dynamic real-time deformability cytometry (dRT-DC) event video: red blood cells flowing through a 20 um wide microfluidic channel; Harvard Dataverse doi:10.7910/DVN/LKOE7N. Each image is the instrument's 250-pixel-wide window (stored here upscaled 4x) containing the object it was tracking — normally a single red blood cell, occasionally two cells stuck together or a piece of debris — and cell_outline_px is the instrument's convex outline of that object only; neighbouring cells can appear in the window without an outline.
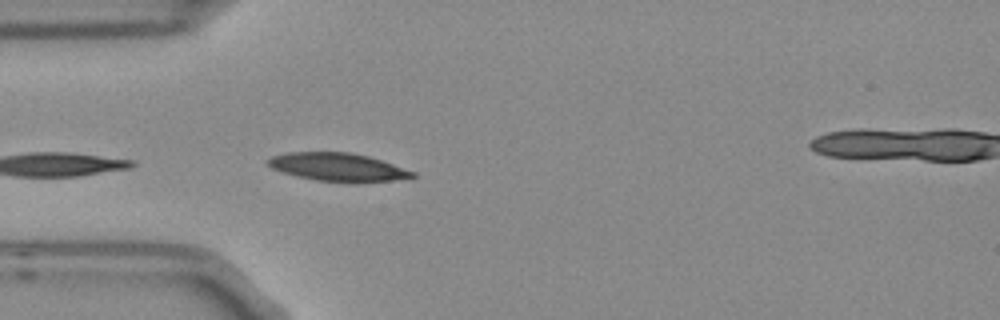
{"species": "Egyptian fruit bat (a non-hibernating species)", "species_latin": "Rousettus aegyptiacus", "temperature_condition": "room temperature", "stored_images_in_passage": 4, "camera_frame_rate_fps": 3000, "um_per_image_px": 0.085, "frame": {"image": 1, "passage_image": 3, "time_ms": 0.667, "image_size_px": [1000, 320], "cell_outline_px": [[416, 176], [392, 180], [356, 184], [316, 180], [296, 176], [272, 168], [268, 164], [268, 160], [272, 156], [288, 152], [348, 152], [368, 156], [416, 172]], "centroid_in_image_um": [28.74, 14.22], "position_along_channel_um": 56.3, "area_um2": 23.76}}